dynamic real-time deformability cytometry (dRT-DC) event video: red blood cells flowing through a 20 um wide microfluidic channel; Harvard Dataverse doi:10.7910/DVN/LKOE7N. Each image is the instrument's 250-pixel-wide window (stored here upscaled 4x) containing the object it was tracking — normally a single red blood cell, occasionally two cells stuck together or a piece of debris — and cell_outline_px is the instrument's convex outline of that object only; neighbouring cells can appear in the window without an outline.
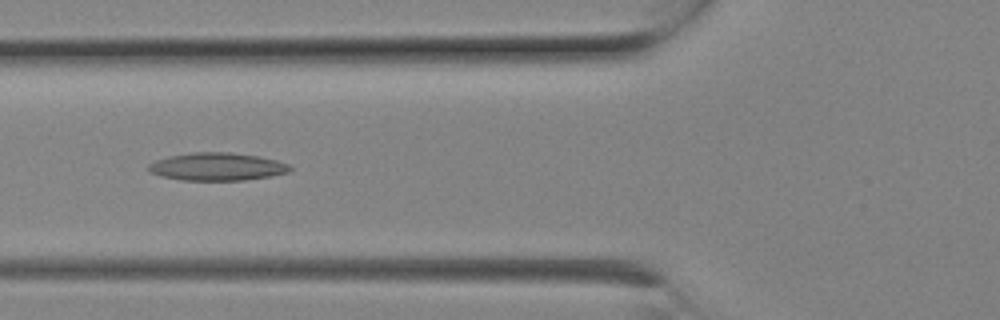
{"species": "Egyptian fruit bat (a non-hibernating species)", "species_latin": "Rousettus aegyptiacus", "temperature_condition": "room temperature", "stored_images_in_passage": 9, "camera_frame_rate_fps": 3000, "um_per_image_px": 0.085, "animal": {"sex": "female"}, "frame": {"image": 1, "passage_image": 7, "time_ms": 2.0, "image_size_px": [1000, 320], "cell_outline_px": [[292, 168], [288, 172], [272, 176], [244, 180], [180, 180], [160, 176], [148, 172], [148, 164], [156, 160], [168, 156], [192, 152], [232, 152], [260, 156], [276, 160], [288, 164]], "centroid_in_image_um": [18.43, 14.16], "position_along_channel_um": 107.4, "area_um2": 23.12}}
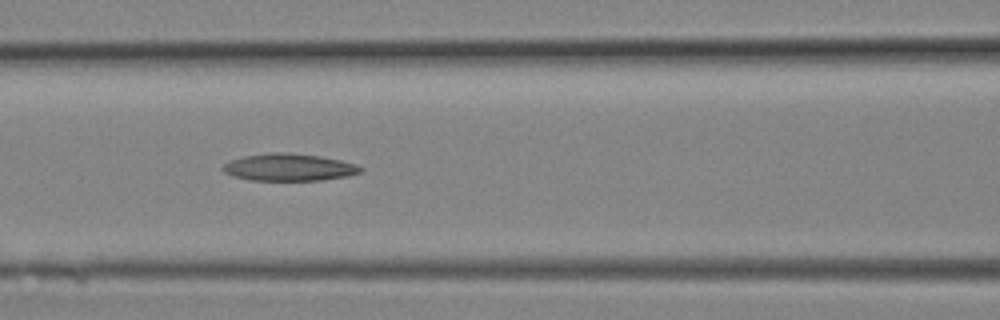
{"frame": {"image": 2, "passage_image": 8, "time_ms": 2.333, "image_size_px": [1000, 320], "cell_outline_px": [[364, 168], [360, 172], [348, 176], [320, 180], [252, 180], [232, 176], [224, 172], [220, 168], [224, 164], [232, 160], [244, 156], [272, 152], [288, 152], [320, 156], [340, 160], [356, 164]], "centroid_in_image_um": [24.56, 14.21], "position_along_channel_um": 142.0, "area_um2": 21.79}}
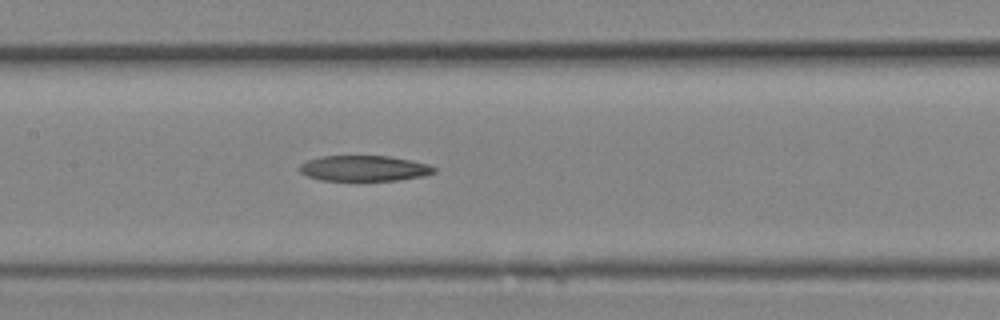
{"frame": {"image": 3, "passage_image": 9, "time_ms": 2.667, "image_size_px": [1000, 320], "cell_outline_px": [[436, 172], [424, 176], [400, 180], [356, 184], [320, 180], [308, 176], [300, 172], [300, 164], [308, 160], [320, 156], [388, 156], [428, 164], [436, 168]], "centroid_in_image_um": [30.93, 14.37], "position_along_channel_um": 176.5, "area_um2": 21.1}}